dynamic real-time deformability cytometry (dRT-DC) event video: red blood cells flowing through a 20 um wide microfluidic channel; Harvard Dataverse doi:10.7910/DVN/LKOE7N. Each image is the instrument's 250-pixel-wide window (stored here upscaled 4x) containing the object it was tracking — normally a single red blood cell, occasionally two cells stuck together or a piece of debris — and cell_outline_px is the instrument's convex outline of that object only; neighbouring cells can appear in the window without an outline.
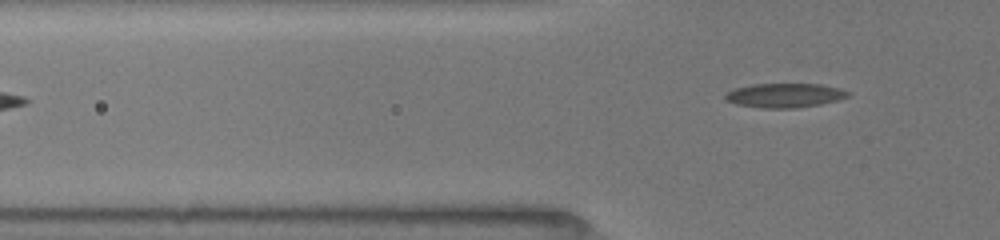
{"species": "common noctule bat (a hibernating species)", "species_latin": "Nyctalus noctula", "temperature_condition": "room temperature", "stored_images_in_passage": 8, "segment_of_instrument_passage": [2, 2], "camera_frame_rate_fps": 3000, "um_per_image_px": 0.085, "animal": {"sex": "female", "body_mass_g": 19.5, "forearm_length_mm": 54.1}, "frame": {"image": 1, "passage_image": 8, "time_ms": 2.333, "image_size_px": [1000, 240], "cell_outline_px": [[852, 92], [848, 96], [836, 100], [820, 104], [796, 108], [760, 108], [736, 104], [724, 100], [724, 96], [728, 92], [736, 88], [752, 84], [820, 84], [840, 88]], "centroid_in_image_um": [66.69, 8.11], "position_along_channel_um": 59.1, "area_um2": 17.34}}